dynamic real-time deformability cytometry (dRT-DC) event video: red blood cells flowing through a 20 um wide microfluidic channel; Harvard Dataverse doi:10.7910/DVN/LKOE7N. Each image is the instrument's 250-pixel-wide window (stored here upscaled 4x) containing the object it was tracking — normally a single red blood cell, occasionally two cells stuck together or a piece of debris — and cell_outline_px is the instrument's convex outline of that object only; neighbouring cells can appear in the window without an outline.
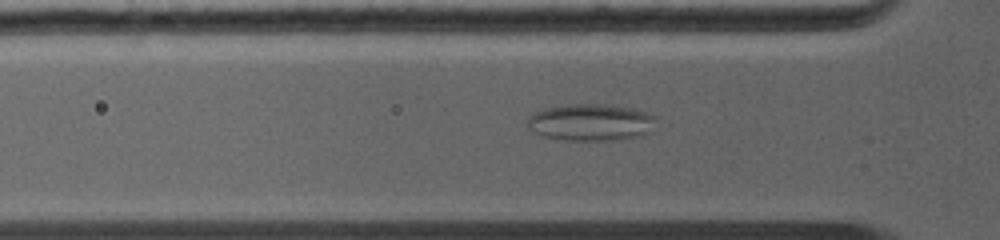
{"species": "common noctule bat (a hibernating species)", "species_latin": "Nyctalus noctula", "temperature_condition": "warm", "stored_images_in_passage": 72, "camera_frame_rate_fps": 5000, "um_per_image_px": 0.085, "animal": {"sex": "female", "body_mass_g": 19.0, "forearm_length_mm": 56.7}, "frame": {"image": 1, "passage_image": 16, "time_ms": 3.0, "image_size_px": [1000, 240], "cell_outline_px": [[652, 116], [640, 132], [632, 136], [616, 140], [564, 140], [548, 136], [536, 132], [528, 124], [528, 120], [536, 112], [544, 108], [560, 104], [608, 104], [636, 108]], "centroid_in_image_um": [50.06, 10.35], "position_along_channel_um": 75.7, "area_um2": 26.24}}
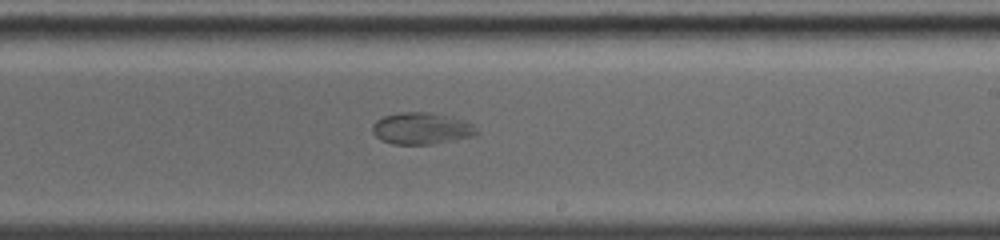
{"frame": {"image": 2, "passage_image": 36, "time_ms": 7.0, "image_size_px": [1000, 240], "cell_outline_px": [[480, 132], [468, 136], [428, 144], [392, 144], [380, 140], [372, 132], [372, 124], [376, 120], [384, 116], [400, 112], [428, 112], [464, 120], [476, 124]], "centroid_in_image_um": [35.79, 10.9], "position_along_channel_um": 253.2, "area_um2": 19.07}}
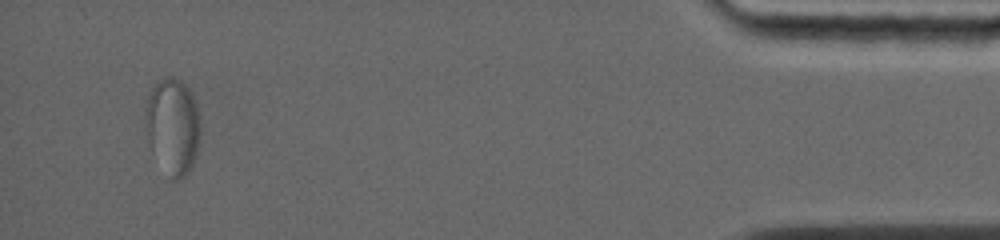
{"frame": {"image": 3, "passage_image": 65, "time_ms": 12.8, "image_size_px": [1000, 240], "cell_outline_px": [[196, 156], [192, 164], [176, 180], [172, 180], [152, 148], [148, 140], [144, 108], [148, 96], [156, 80], [168, 76], [184, 84], [188, 88], [192, 96], [196, 108]], "centroid_in_image_um": [14.61, 10.64], "position_along_channel_um": 420.6, "area_um2": 29.02}}